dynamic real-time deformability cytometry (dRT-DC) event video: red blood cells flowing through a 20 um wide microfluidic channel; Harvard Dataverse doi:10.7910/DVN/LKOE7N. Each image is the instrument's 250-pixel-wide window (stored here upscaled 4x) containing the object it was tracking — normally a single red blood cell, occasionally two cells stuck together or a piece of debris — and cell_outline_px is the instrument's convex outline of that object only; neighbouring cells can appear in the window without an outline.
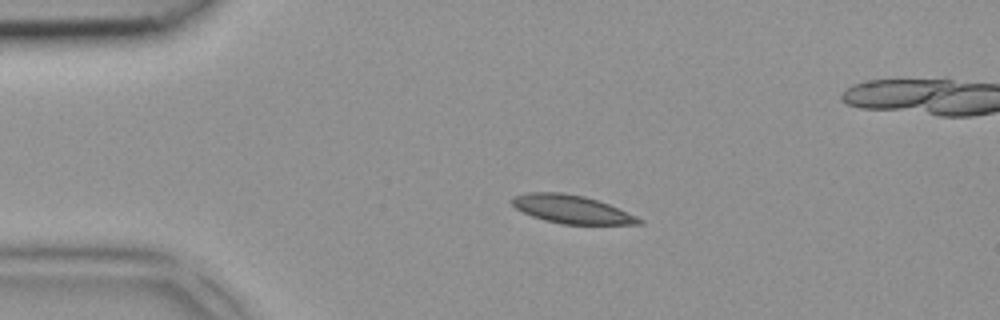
{"species": "common noctule bat (a hibernating species)", "species_latin": "Nyctalus noctula", "temperature_condition": "room temperature", "stored_images_in_passage": 4, "camera_frame_rate_fps": 3000, "um_per_image_px": 0.085, "animal": {"sex": "female", "body_mass_g": 18.4}, "frame": {"image": 1, "passage_image": 1, "time_ms": 0.0, "image_size_px": [1000, 320], "cell_outline_px": [[644, 224], [564, 224], [544, 220], [532, 216], [516, 208], [508, 200], [512, 196], [524, 192], [560, 192], [584, 196], [608, 204], [636, 216], [644, 220]], "centroid_in_image_um": [48.54, 17.78], "position_along_channel_um": 36.5, "area_um2": 20.87}}